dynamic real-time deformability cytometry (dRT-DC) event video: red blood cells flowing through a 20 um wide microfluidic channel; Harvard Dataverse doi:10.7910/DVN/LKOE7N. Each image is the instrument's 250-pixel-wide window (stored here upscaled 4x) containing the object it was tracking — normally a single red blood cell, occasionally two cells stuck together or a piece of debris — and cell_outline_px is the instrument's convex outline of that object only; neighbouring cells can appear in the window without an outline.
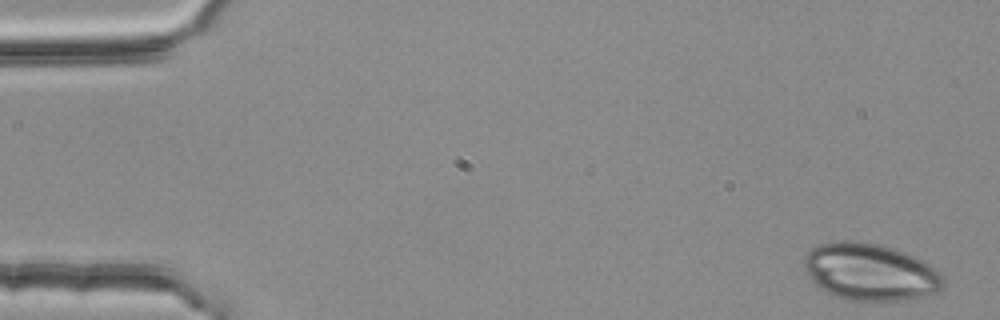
{"species": "common noctule bat (a hibernating species)", "species_latin": "Nyctalus noctula", "temperature_condition": "room temperature", "stored_images_in_passage": 4, "camera_frame_rate_fps": 3000, "um_per_image_px": 0.085, "animal": {"sex": "female", "body_mass_g": 25.1}, "frame": {"image": 1, "passage_image": 1, "time_ms": 0.0, "image_size_px": [1000, 320], "cell_outline_px": [[944, 284], [936, 292], [920, 296], [896, 300], [848, 300], [832, 296], [820, 288], [812, 280], [804, 268], [804, 256], [812, 248], [820, 244], [840, 240], [852, 240], [880, 244], [904, 252], [928, 264], [940, 272], [944, 280]], "centroid_in_image_um": [73.92, 23.1], "position_along_channel_um": 11.1, "area_um2": 45.89}}